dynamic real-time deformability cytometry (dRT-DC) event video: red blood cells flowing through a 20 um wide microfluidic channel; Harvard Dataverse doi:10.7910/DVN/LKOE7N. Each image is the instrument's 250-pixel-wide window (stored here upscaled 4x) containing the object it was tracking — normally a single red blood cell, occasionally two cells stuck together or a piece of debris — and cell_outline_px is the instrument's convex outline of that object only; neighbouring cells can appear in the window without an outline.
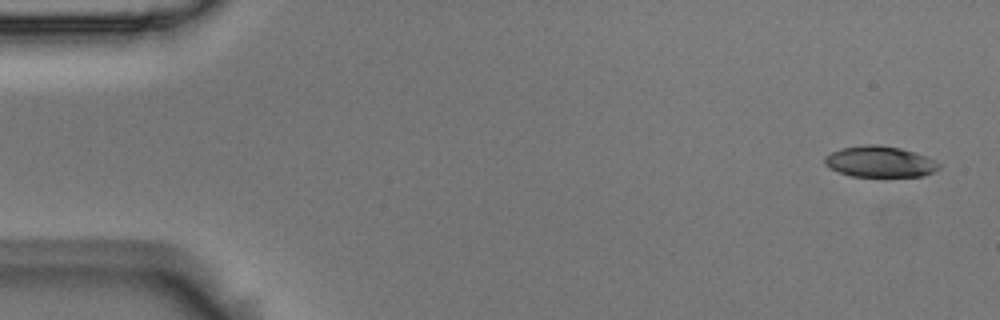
{"species": "Egyptian fruit bat (a non-hibernating species)", "species_latin": "Rousettus aegyptiacus", "temperature_condition": "room temperature", "stored_images_in_passage": 4, "camera_frame_rate_fps": 3000, "um_per_image_px": 0.085, "animal": {"sex": "male"}, "frame": {"image": 1, "passage_image": 1, "time_ms": 0.0, "image_size_px": [1000, 320], "cell_outline_px": [[940, 168], [924, 176], [852, 176], [828, 168], [824, 164], [824, 160], [832, 152], [840, 148], [864, 144], [880, 144], [900, 148], [924, 156], [940, 164]], "centroid_in_image_um": [74.75, 13.74], "position_along_channel_um": 10.2, "area_um2": 20.46}}
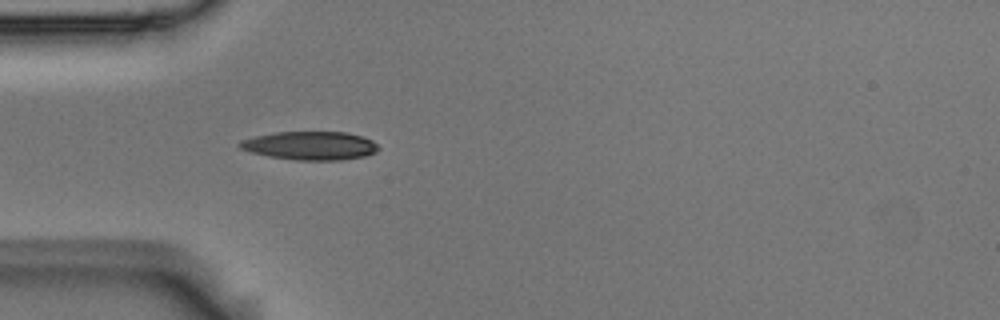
{"frame": {"image": 2, "passage_image": 4, "time_ms": 1.0, "image_size_px": [1000, 320], "cell_outline_px": [[380, 148], [376, 152], [364, 156], [340, 160], [296, 160], [268, 156], [252, 152], [240, 148], [236, 144], [240, 140], [256, 136], [276, 132], [348, 132], [364, 136], [372, 140]], "centroid_in_image_um": [26.38, 12.37], "position_along_channel_um": 58.6, "area_um2": 23.06}}